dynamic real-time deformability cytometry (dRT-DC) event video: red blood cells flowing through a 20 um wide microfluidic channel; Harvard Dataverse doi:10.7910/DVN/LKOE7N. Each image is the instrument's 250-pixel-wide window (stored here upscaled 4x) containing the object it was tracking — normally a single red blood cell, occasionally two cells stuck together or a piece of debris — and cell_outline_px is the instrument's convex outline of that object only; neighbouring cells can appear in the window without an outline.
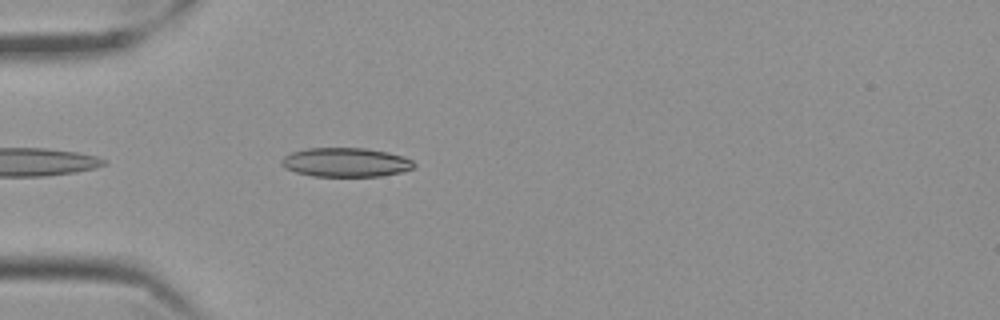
{"species": "Egyptian fruit bat (a non-hibernating species)", "species_latin": "Rousettus aegyptiacus", "temperature_condition": "cold", "stored_images_in_passage": 28, "camera_frame_rate_fps": 3000, "um_per_image_px": 0.085, "frame": {"image": 1, "passage_image": 3, "time_ms": 0.667, "image_size_px": [1000, 320], "cell_outline_px": [[416, 164], [412, 168], [400, 172], [380, 176], [312, 176], [296, 172], [284, 168], [280, 164], [280, 160], [284, 156], [292, 152], [308, 148], [364, 148], [388, 152], [404, 156], [412, 160]], "centroid_in_image_um": [29.36, 13.79], "position_along_channel_um": 55.6, "area_um2": 22.48}}
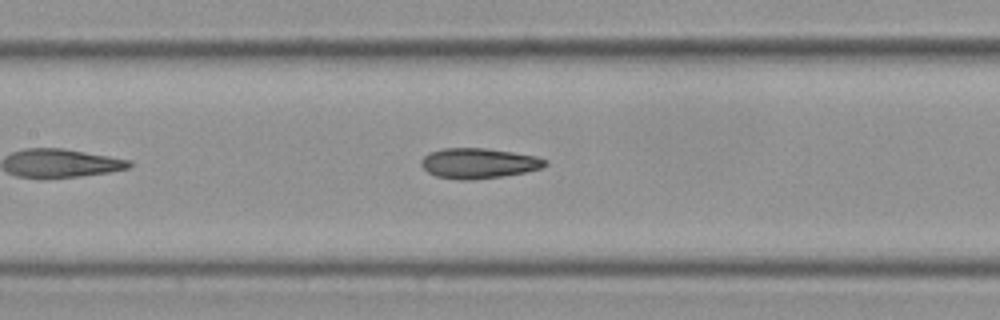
{"frame": {"image": 2, "passage_image": 13, "time_ms": 4.0, "image_size_px": [1000, 320], "cell_outline_px": [[548, 164], [540, 168], [524, 172], [504, 176], [472, 180], [456, 180], [436, 176], [428, 172], [420, 164], [420, 160], [424, 156], [432, 152], [444, 148], [484, 148], [512, 152], [536, 156], [548, 160]], "centroid_in_image_um": [40.68, 13.88], "position_along_channel_um": 166.7, "area_um2": 21.85}}
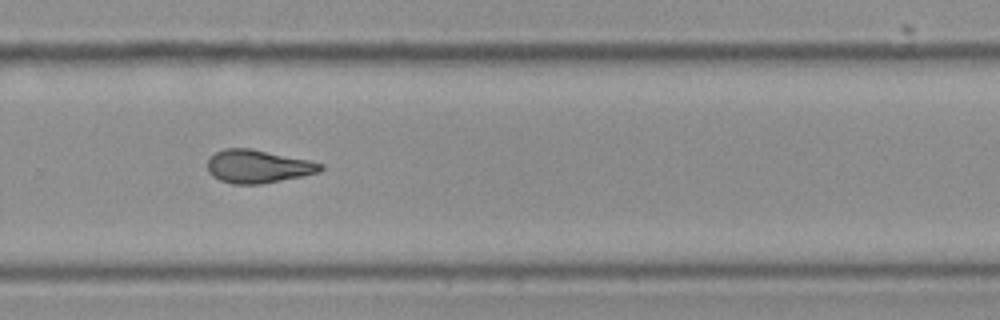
{"frame": {"image": 3, "passage_image": 25, "time_ms": 8.0, "image_size_px": [1000, 320], "cell_outline_px": [[324, 168], [320, 172], [304, 176], [260, 184], [232, 184], [220, 180], [212, 176], [208, 172], [208, 160], [216, 152], [224, 148], [252, 148], [308, 160], [324, 164]], "centroid_in_image_um": [21.94, 14.15], "position_along_channel_um": 307.9, "area_um2": 21.91}}